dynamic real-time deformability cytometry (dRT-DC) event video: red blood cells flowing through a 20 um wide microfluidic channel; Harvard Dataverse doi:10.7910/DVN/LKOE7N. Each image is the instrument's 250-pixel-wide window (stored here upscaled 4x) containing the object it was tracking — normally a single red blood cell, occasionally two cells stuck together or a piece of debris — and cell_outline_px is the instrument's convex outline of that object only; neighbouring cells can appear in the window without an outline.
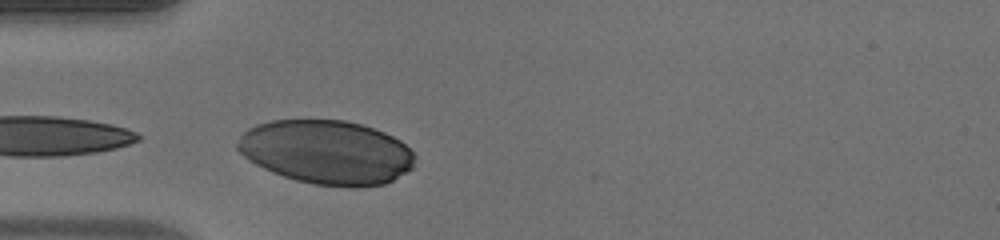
{"species": "human", "species_latin": "Homo sapiens", "temperature_condition": "warm", "stored_images_in_passage": 5, "camera_frame_rate_fps": 3000, "um_per_image_px": 0.085, "donor": {"sex": "male"}, "frame": {"image": 1, "passage_image": 5, "time_ms": 1.333, "image_size_px": [1000, 240], "cell_outline_px": [[416, 156], [412, 168], [392, 180], [384, 184], [360, 188], [348, 188], [312, 184], [296, 180], [272, 172], [256, 164], [244, 156], [236, 148], [236, 144], [240, 136], [248, 128], [256, 124], [272, 120], [344, 120], [360, 124], [384, 132], [400, 140]], "centroid_in_image_um": [27.76, 12.95], "position_along_channel_um": 57.2, "area_um2": 66.3}}